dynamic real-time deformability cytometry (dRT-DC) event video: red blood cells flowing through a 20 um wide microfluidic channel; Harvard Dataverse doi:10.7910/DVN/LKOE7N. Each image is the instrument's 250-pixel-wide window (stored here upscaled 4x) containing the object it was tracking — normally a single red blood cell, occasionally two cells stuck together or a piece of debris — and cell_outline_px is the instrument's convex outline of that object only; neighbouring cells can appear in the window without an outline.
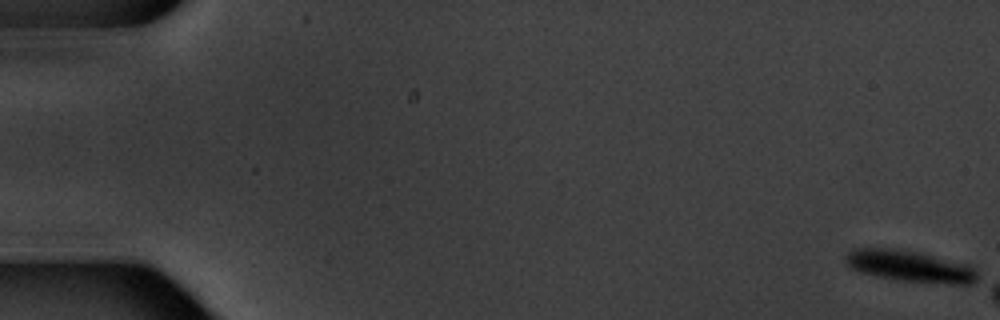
{"species": "common noctule bat (a hibernating species)", "species_latin": "Nyctalus noctula", "temperature_condition": "warm", "stored_images_in_passage": 3, "camera_frame_rate_fps": 3000, "um_per_image_px": 0.085, "animal": {"sex": "male", "body_mass_g": 20.1, "forearm_length_mm": 53.5}, "frame": {"image": 1, "passage_image": 1, "time_ms": 0.0, "image_size_px": [1000, 320], "cell_outline_px": [[976, 280], [972, 284], [952, 284], [900, 280], [876, 276], [860, 272], [852, 268], [844, 260], [844, 256], [852, 248], [892, 248], [916, 252], [968, 264], [976, 272]], "centroid_in_image_um": [77.29, 22.62], "position_along_channel_um": 7.7, "area_um2": 23.87}}